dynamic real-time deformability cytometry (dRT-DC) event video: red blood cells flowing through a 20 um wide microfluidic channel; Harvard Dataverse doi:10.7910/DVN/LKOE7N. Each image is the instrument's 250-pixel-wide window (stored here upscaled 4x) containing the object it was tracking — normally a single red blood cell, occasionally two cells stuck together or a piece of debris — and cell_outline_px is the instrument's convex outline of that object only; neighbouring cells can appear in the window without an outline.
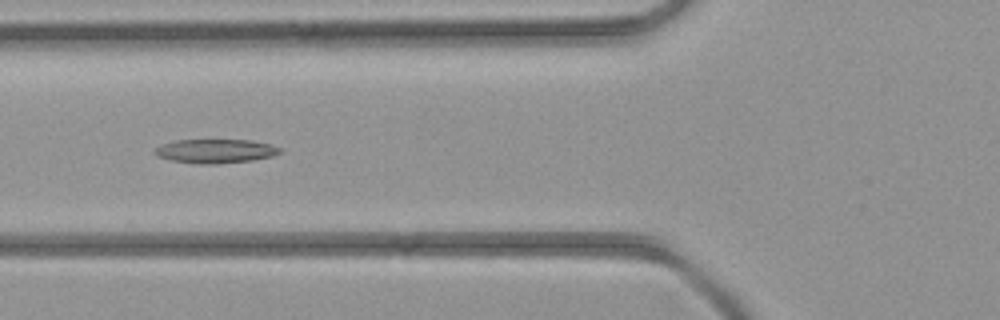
{"species": "common noctule bat (a hibernating species)", "species_latin": "Nyctalus noctula", "temperature_condition": "room temperature", "stored_images_in_passage": 5, "camera_frame_rate_fps": 3000, "um_per_image_px": 0.085, "animal": {"sex": "female", "body_mass_g": 21.9}, "frame": {"image": 1, "passage_image": 5, "time_ms": 4.667, "image_size_px": [1000, 320], "cell_outline_px": [[284, 152], [272, 156], [252, 160], [216, 164], [196, 164], [172, 160], [156, 156], [152, 152], [160, 144], [176, 140], [252, 140], [272, 144], [284, 148]], "centroid_in_image_um": [18.35, 12.84], "position_along_channel_um": 107.4, "area_um2": 17.8}}